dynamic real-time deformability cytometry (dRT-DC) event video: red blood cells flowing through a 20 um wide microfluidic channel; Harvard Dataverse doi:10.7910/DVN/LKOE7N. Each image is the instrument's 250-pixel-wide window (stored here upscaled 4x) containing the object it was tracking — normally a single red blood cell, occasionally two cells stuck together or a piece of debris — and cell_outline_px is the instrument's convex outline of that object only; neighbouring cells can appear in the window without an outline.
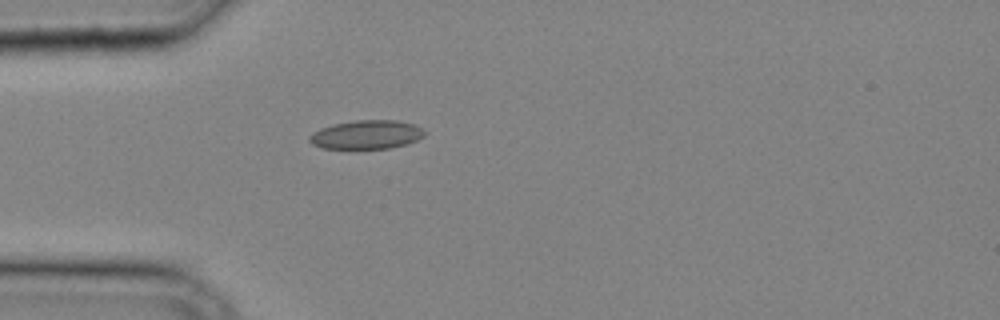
{"species": "common noctule bat (a hibernating species)", "species_latin": "Nyctalus noctula", "temperature_condition": "cold", "stored_images_in_passage": 24, "camera_frame_rate_fps": 3000, "um_per_image_px": 0.085, "animal": {"sex": "male", "body_mass_g": 20.4}, "frame": {"image": 1, "passage_image": 1, "time_ms": 0.0, "image_size_px": [1000, 320], "cell_outline_px": [[428, 132], [424, 136], [416, 140], [404, 144], [388, 148], [324, 148], [312, 144], [308, 140], [308, 136], [312, 132], [320, 128], [332, 124], [356, 120], [396, 120], [416, 124], [424, 128]], "centroid_in_image_um": [31.17, 11.42], "position_along_channel_um": 53.8, "area_um2": 19.42}}
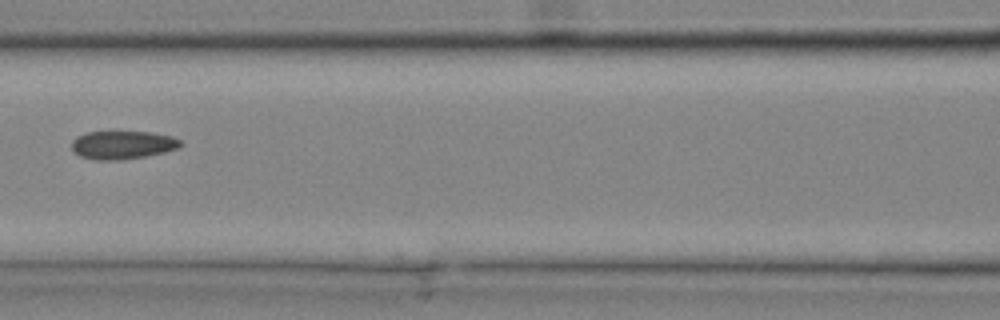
{"frame": {"image": 2, "passage_image": 7, "time_ms": 2.0, "image_size_px": [1000, 320], "cell_outline_px": [[184, 144], [176, 148], [164, 152], [144, 156], [120, 160], [96, 160], [80, 156], [72, 148], [72, 140], [76, 136], [88, 132], [152, 132], [172, 136], [180, 140]], "centroid_in_image_um": [10.42, 12.31], "position_along_channel_um": 156.2, "area_um2": 17.8}}
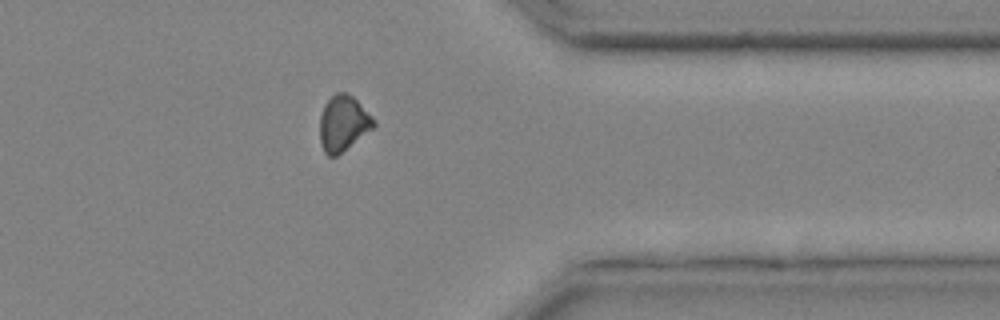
{"frame": {"image": 3, "passage_image": 20, "time_ms": 6.333, "image_size_px": [1000, 320], "cell_outline_px": [[376, 124], [372, 128], [336, 156], [328, 156], [324, 152], [320, 144], [320, 116], [324, 104], [336, 92], [348, 92], [372, 116]], "centroid_in_image_um": [29.14, 10.47], "position_along_channel_um": 382.3, "area_um2": 17.17}}